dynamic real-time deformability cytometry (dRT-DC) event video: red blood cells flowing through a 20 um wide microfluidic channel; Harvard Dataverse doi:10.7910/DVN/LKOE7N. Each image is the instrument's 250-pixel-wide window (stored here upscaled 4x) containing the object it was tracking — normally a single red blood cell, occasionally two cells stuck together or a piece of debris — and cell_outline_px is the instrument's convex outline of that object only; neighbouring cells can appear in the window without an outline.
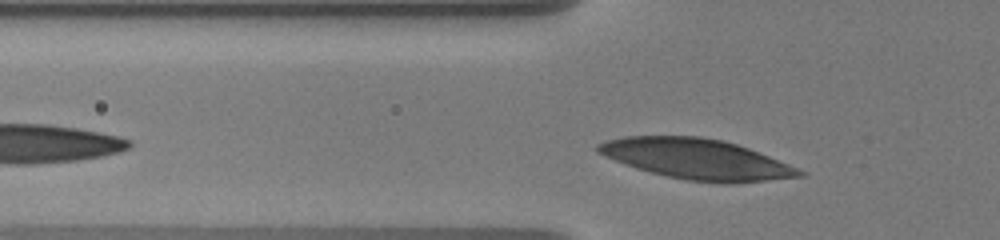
{"species": "human", "species_latin": "Homo sapiens", "temperature_condition": "warm", "stored_images_in_passage": 33, "camera_frame_rate_fps": 3000, "um_per_image_px": 0.085, "donor": {"sex": "male"}, "frame": {"image": 1, "passage_image": 3, "time_ms": 0.667, "image_size_px": [1000, 240], "cell_outline_px": [[808, 172], [804, 176], [736, 184], [720, 184], [688, 180], [668, 176], [636, 168], [624, 164], [604, 156], [596, 152], [596, 144], [608, 140], [624, 136], [700, 136], [724, 140], [748, 148]], "centroid_in_image_um": [59.23, 13.53], "position_along_channel_um": 66.6, "area_um2": 47.51}}
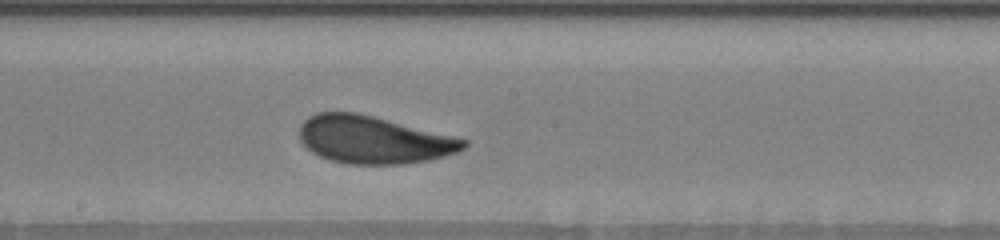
{"frame": {"image": 2, "passage_image": 16, "time_ms": 5.0, "image_size_px": [1000, 240], "cell_outline_px": [[468, 144], [464, 148], [456, 152], [444, 156], [428, 160], [404, 164], [348, 164], [328, 160], [312, 152], [300, 140], [300, 124], [308, 116], [316, 112], [356, 112], [468, 140]], "centroid_in_image_um": [31.71, 11.88], "position_along_channel_um": 216.5, "area_um2": 45.2}}
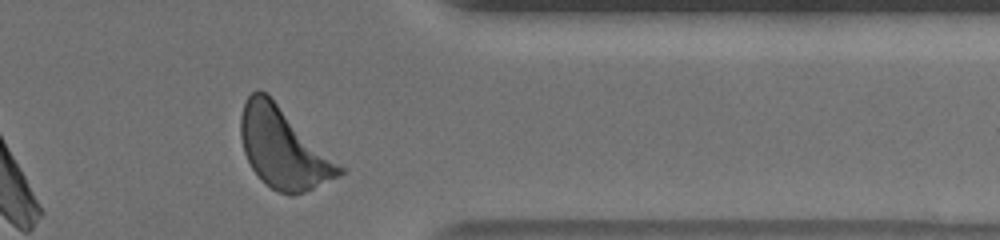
{"frame": {"image": 3, "passage_image": 31, "time_ms": 10.0, "image_size_px": [1000, 240], "cell_outline_px": [[348, 172], [340, 176], [304, 192], [292, 196], [288, 196], [264, 184], [260, 180], [252, 168], [244, 152], [240, 136], [240, 116], [244, 104], [248, 96], [256, 88], [260, 88], [268, 92], [348, 168]], "centroid_in_image_um": [24.15, 12.55], "position_along_channel_um": 387.3, "area_um2": 47.8}, "authors_computed_cell_mechanics": {"area_um2": 45.662, "velocity_mm_per_s": 3.5427, "shape_relaxation_time_tau1_ms": 2.7376, "shape_relaxation_time_tau2_ms": 1.833, "deformation_change_tau1": 0.1266, "deformation_change_tau2": 0.0811}}